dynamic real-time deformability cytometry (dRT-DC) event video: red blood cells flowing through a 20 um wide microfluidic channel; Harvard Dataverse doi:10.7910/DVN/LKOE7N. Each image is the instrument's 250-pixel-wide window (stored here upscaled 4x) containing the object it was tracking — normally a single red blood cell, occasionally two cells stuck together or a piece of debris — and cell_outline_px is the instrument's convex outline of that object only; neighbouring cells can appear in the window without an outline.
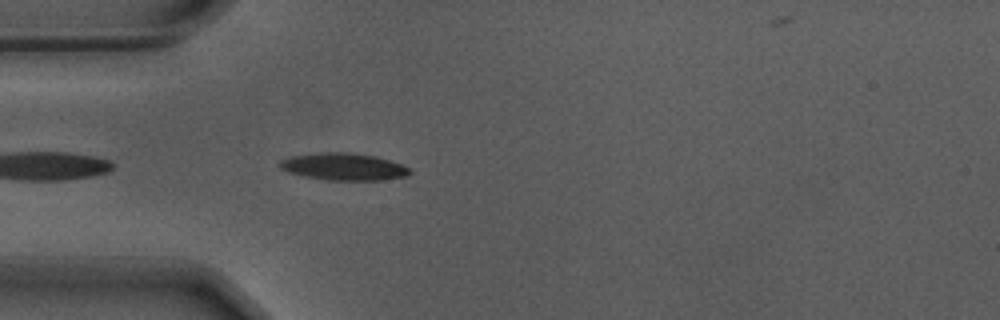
{"species": "Egyptian fruit bat (a non-hibernating species)", "species_latin": "Rousettus aegyptiacus", "temperature_condition": "warm", "stored_images_in_passage": 23, "camera_frame_rate_fps": 3000, "um_per_image_px": 0.085, "animal": {"sex": "male"}, "frame": {"image": 1, "passage_image": 3, "time_ms": 0.667, "image_size_px": [1000, 320], "cell_outline_px": [[412, 172], [404, 176], [380, 180], [328, 180], [304, 176], [288, 172], [280, 168], [280, 160], [288, 156], [320, 152], [348, 152], [376, 156], [400, 164], [408, 168]], "centroid_in_image_um": [29.15, 14.16], "position_along_channel_um": 55.8, "area_um2": 20.46}}
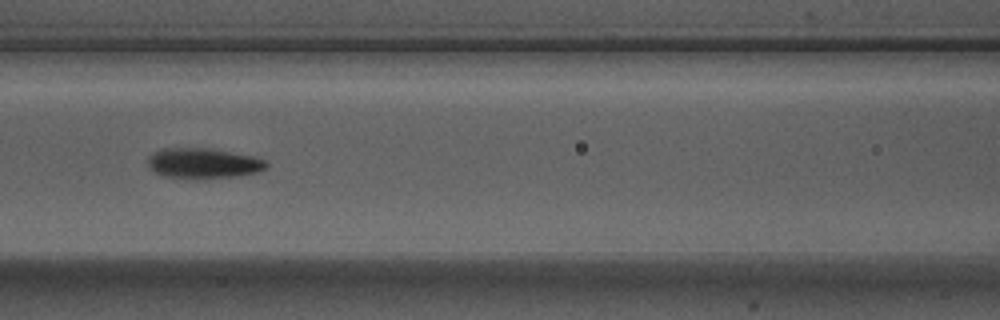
{"frame": {"image": 2, "passage_image": 11, "time_ms": 3.333, "image_size_px": [1000, 320], "cell_outline_px": [[268, 168], [256, 172], [240, 176], [196, 180], [192, 180], [160, 176], [148, 164], [148, 156], [152, 152], [160, 148], [208, 148], [252, 156], [264, 160], [268, 164]], "centroid_in_image_um": [17.24, 13.9], "position_along_channel_um": 149.4, "area_um2": 21.39}}
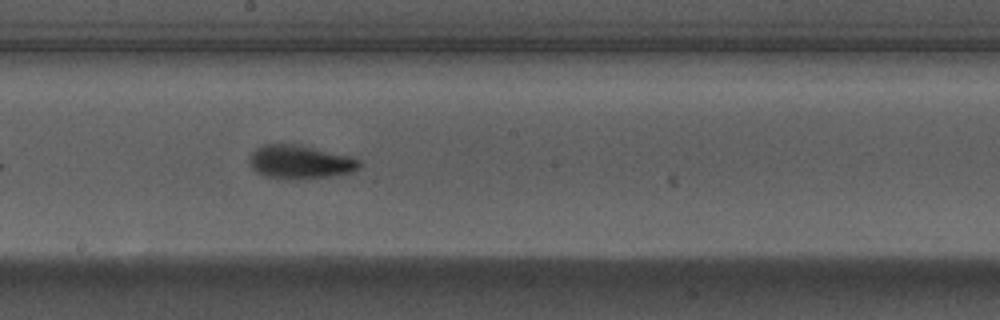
{"frame": {"image": 3, "passage_image": 17, "time_ms": 5.333, "image_size_px": [1000, 320], "cell_outline_px": [[364, 164], [360, 168], [352, 172], [328, 176], [264, 176], [256, 172], [248, 164], [248, 156], [256, 148], [264, 144], [300, 144], [352, 156], [360, 160]], "centroid_in_image_um": [25.53, 13.7], "position_along_channel_um": 222.7, "area_um2": 21.1}}